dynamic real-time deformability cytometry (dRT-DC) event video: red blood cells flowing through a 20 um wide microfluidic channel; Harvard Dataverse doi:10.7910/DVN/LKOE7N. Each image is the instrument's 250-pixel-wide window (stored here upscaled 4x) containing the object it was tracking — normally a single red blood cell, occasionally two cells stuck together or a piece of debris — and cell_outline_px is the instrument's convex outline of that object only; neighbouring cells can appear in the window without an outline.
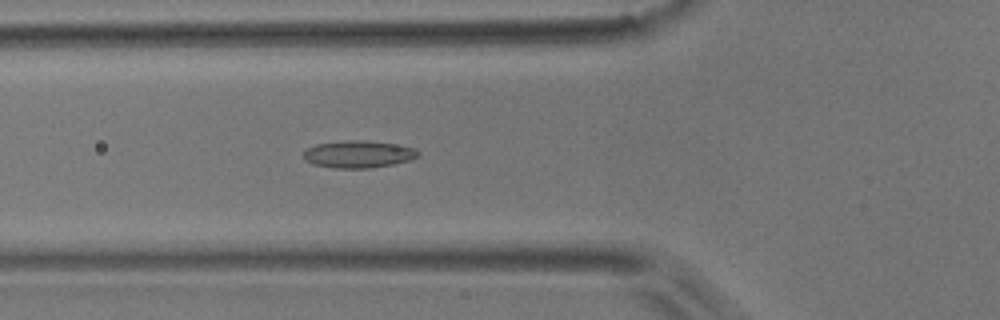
{"species": "common noctule bat (a hibernating species)", "species_latin": "Nyctalus noctula", "temperature_condition": "room temperature", "stored_images_in_passage": 37, "camera_frame_rate_fps": 3000, "um_per_image_px": 0.085, "animal": {"sex": "male", "body_mass_g": 17.9}, "frame": {"image": 1, "passage_image": 3, "time_ms": 0.667, "image_size_px": [1000, 320], "cell_outline_px": [[420, 152], [412, 160], [372, 168], [336, 168], [312, 164], [304, 160], [304, 152], [308, 148], [316, 144], [348, 140], [364, 140], [392, 144], [416, 148]], "centroid_in_image_um": [30.46, 13.11], "position_along_channel_um": 95.3, "area_um2": 18.09}}
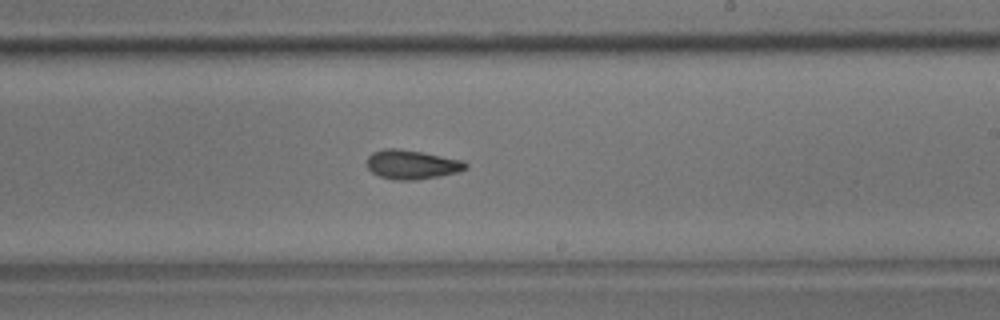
{"frame": {"image": 2, "passage_image": 15, "time_ms": 4.667, "image_size_px": [1000, 320], "cell_outline_px": [[468, 168], [460, 172], [440, 176], [416, 180], [400, 180], [380, 176], [372, 172], [368, 168], [368, 156], [372, 152], [384, 148], [396, 148], [420, 152], [464, 160], [468, 164]], "centroid_in_image_um": [35.05, 13.98], "position_along_channel_um": 254.0, "area_um2": 16.76}}
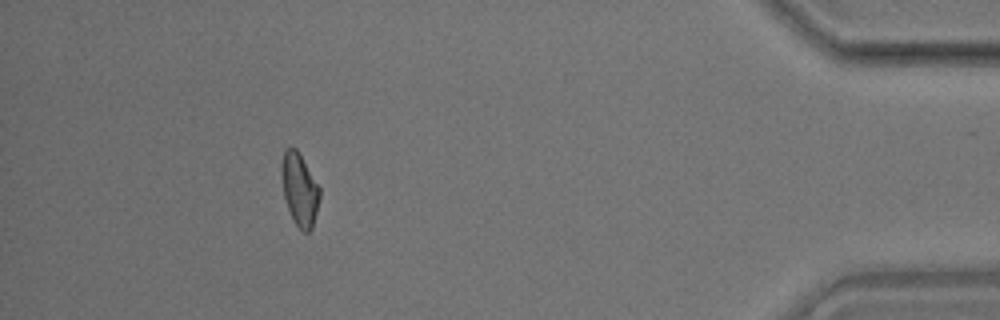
{"frame": {"image": 3, "passage_image": 31, "time_ms": 10.0, "image_size_px": [1000, 320], "cell_outline_px": [[320, 200], [312, 228], [308, 232], [304, 232], [292, 220], [284, 196], [280, 172], [280, 168], [284, 148], [296, 148], [320, 188]], "centroid_in_image_um": [25.45, 16.1], "position_along_channel_um": 409.8, "area_um2": 16.13}, "authors_computed_cell_mechanics": {"area_um2": 16.2418, "velocity_mm_per_s": 3.961, "shape_relaxation_time_tau1_ms": null, "shape_relaxation_time_tau2_ms": 3.3612, "deformation_change_tau1": null, "deformation_change_tau2": 0.1057}}